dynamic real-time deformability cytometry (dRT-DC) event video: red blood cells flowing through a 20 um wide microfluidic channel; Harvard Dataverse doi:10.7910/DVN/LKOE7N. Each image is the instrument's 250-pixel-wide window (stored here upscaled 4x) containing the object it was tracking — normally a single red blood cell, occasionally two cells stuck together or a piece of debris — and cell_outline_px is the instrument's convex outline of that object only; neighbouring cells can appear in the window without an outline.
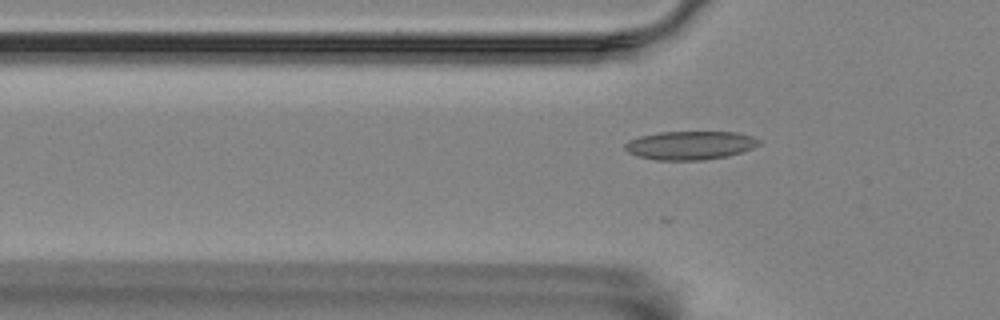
{"species": "Egyptian fruit bat (a non-hibernating species)", "species_latin": "Rousettus aegyptiacus", "temperature_condition": "room temperature", "stored_images_in_passage": 18, "camera_frame_rate_fps": 3000, "um_per_image_px": 0.085, "animal": {"sex": "female"}, "frame": {"image": 1, "passage_image": 2, "time_ms": 0.333, "image_size_px": [1000, 320], "cell_outline_px": [[760, 144], [752, 148], [728, 156], [704, 160], [656, 160], [636, 156], [628, 152], [624, 148], [624, 144], [628, 140], [640, 136], [660, 132], [736, 132], [752, 136], [760, 140]], "centroid_in_image_um": [58.63, 12.35], "position_along_channel_um": 67.2, "area_um2": 22.37}}
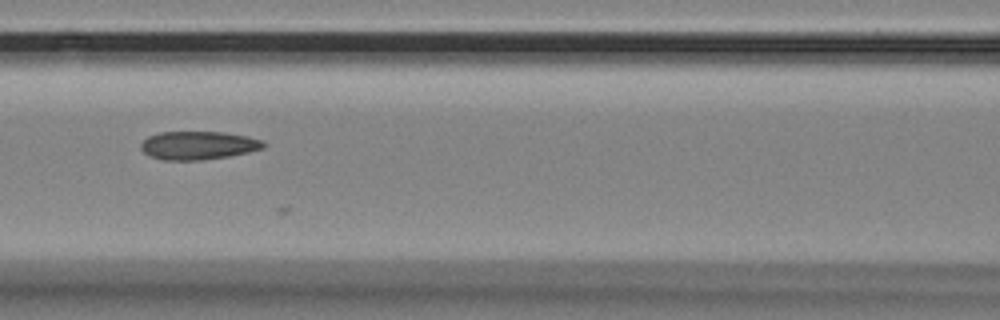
{"frame": {"image": 2, "passage_image": 9, "time_ms": 2.667, "image_size_px": [1000, 320], "cell_outline_px": [[268, 144], [264, 148], [248, 152], [228, 156], [204, 160], [164, 160], [152, 156], [144, 152], [140, 148], [140, 144], [148, 136], [160, 132], [224, 132], [248, 136], [264, 140]], "centroid_in_image_um": [16.9, 12.35], "position_along_channel_um": 149.7, "area_um2": 20.35}}
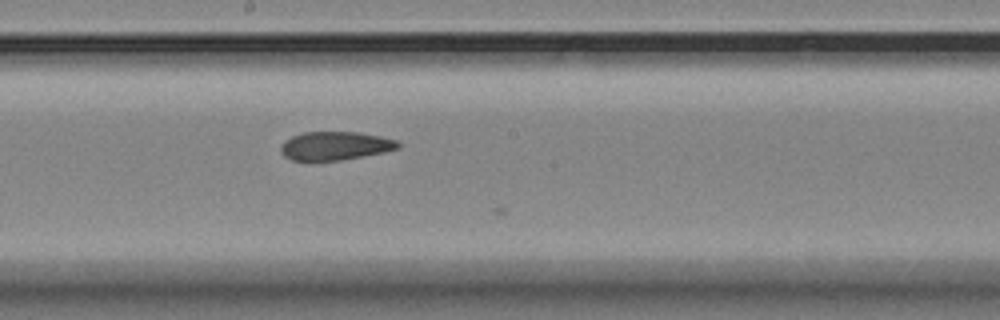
{"frame": {"image": 3, "passage_image": 15, "time_ms": 4.667, "image_size_px": [1000, 320], "cell_outline_px": [[400, 148], [384, 152], [340, 160], [292, 160], [284, 156], [280, 152], [280, 148], [284, 140], [292, 136], [304, 132], [360, 132], [380, 136], [396, 140], [400, 144]], "centroid_in_image_um": [28.48, 12.39], "position_along_channel_um": 219.7, "area_um2": 19.42}}